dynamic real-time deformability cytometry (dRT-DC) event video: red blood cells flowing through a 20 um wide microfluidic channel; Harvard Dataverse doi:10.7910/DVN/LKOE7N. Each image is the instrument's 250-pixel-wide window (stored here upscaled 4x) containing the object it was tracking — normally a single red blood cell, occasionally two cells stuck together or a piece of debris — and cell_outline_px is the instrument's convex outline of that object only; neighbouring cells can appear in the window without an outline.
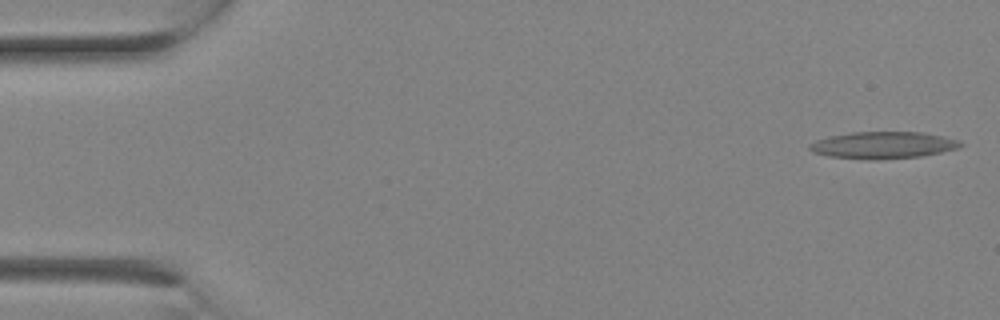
{"species": "Egyptian fruit bat (a non-hibernating species)", "species_latin": "Rousettus aegyptiacus", "temperature_condition": "room temperature", "stored_images_in_passage": 14, "camera_frame_rate_fps": 3000, "um_per_image_px": 0.085, "animal": {"sex": "female"}, "frame": {"image": 1, "passage_image": 1, "time_ms": 0.0, "image_size_px": [1000, 320], "cell_outline_px": [[964, 144], [960, 148], [920, 156], [876, 160], [872, 160], [828, 156], [812, 152], [808, 148], [808, 144], [816, 140], [828, 136], [852, 132], [924, 132], [960, 140]], "centroid_in_image_um": [75.05, 12.33], "position_along_channel_um": 9.9, "area_um2": 23.81}}
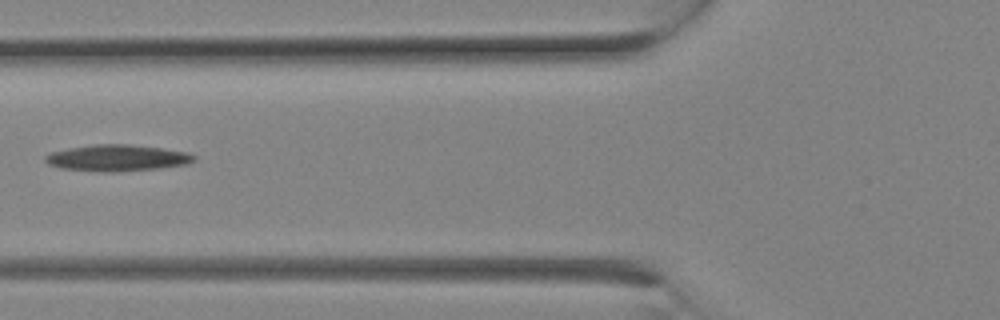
{"frame": {"image": 2, "passage_image": 10, "time_ms": 3.0, "image_size_px": [1000, 320], "cell_outline_px": [[196, 160], [188, 164], [160, 168], [116, 172], [100, 172], [60, 168], [48, 164], [44, 160], [44, 156], [52, 152], [68, 148], [92, 144], [128, 144], [164, 148], [188, 152], [196, 156]], "centroid_in_image_um": [9.98, 13.42], "position_along_channel_um": 115.8, "area_um2": 23.18}}
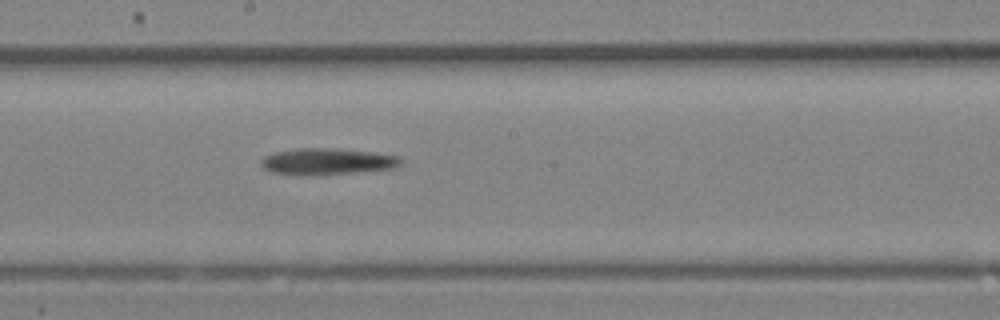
{"frame": {"image": 3, "passage_image": 14, "time_ms": 4.333, "image_size_px": [1000, 320], "cell_outline_px": [[404, 164], [396, 168], [356, 172], [272, 172], [264, 168], [260, 164], [260, 160], [264, 156], [276, 152], [296, 148], [340, 148], [376, 152], [400, 156], [404, 160]], "centroid_in_image_um": [27.96, 13.66], "position_along_channel_um": 220.2, "area_um2": 20.81}}